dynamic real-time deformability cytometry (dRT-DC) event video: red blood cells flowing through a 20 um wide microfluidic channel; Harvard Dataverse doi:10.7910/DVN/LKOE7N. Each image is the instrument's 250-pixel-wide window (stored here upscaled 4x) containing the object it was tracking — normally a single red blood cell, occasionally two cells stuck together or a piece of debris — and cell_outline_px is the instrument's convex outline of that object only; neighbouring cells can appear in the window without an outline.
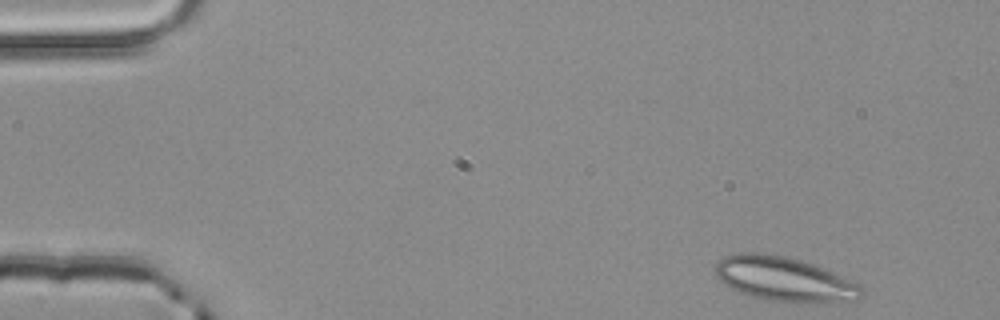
{"species": "common noctule bat (a hibernating species)", "species_latin": "Nyctalus noctula", "temperature_condition": "room temperature", "stored_images_in_passage": 4, "camera_frame_rate_fps": 3000, "um_per_image_px": 0.085, "animal": {"sex": "male", "body_mass_g": 20.4}, "frame": {"image": 1, "passage_image": 1, "time_ms": 0.0, "image_size_px": [1000, 320], "cell_outline_px": [[864, 292], [860, 300], [772, 300], [752, 296], [740, 292], [724, 284], [716, 276], [716, 264], [724, 256], [740, 252], [764, 252], [784, 256], [800, 260], [812, 264], [860, 284]], "centroid_in_image_um": [66.61, 23.67], "position_along_channel_um": 18.4, "area_um2": 36.65}}